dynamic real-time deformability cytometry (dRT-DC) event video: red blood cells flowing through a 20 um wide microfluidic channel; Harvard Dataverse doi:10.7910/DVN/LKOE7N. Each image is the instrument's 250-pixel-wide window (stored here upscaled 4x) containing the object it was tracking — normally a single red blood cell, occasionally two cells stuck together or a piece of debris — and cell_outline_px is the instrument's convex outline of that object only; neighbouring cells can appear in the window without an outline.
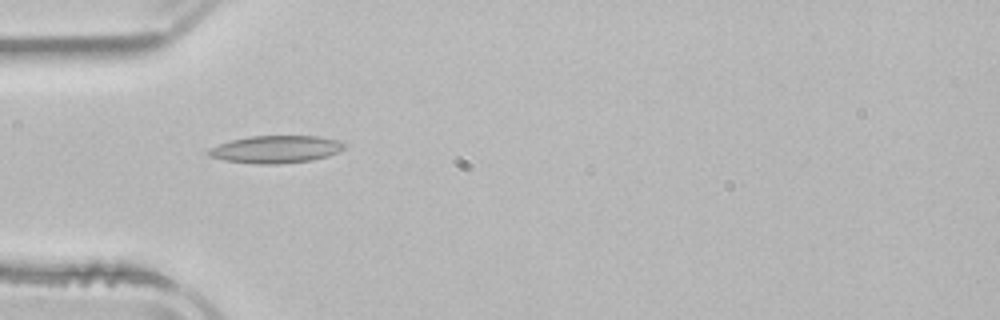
{"species": "common noctule bat (a hibernating species)", "species_latin": "Nyctalus noctula", "temperature_condition": "room temperature", "stored_images_in_passage": 2, "camera_frame_rate_fps": 3000, "um_per_image_px": 0.085, "animal": {"sex": "male", "body_mass_g": 21.5, "forearm_length_mm": 52.0}, "frame": {"image": 1, "passage_image": 2, "time_ms": 1.333, "image_size_px": [1000, 320], "cell_outline_px": [[344, 148], [328, 156], [312, 160], [276, 164], [256, 164], [224, 160], [208, 156], [208, 148], [232, 140], [252, 136], [316, 136], [336, 140], [344, 144]], "centroid_in_image_um": [23.41, 12.7], "position_along_channel_um": 61.6, "area_um2": 21.44}}